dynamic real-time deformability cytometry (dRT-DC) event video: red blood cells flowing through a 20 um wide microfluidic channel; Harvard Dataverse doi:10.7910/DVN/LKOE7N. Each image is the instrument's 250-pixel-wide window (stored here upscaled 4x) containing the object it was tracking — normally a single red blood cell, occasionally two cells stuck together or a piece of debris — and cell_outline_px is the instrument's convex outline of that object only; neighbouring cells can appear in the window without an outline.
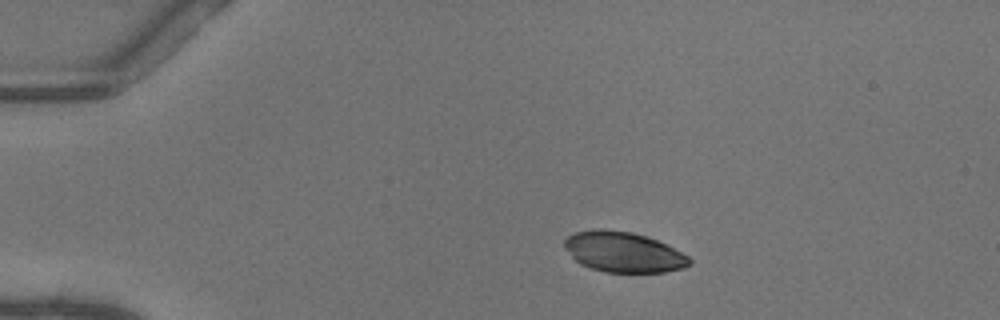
{"species": "common noctule bat (a hibernating species)", "species_latin": "Nyctalus noctula", "temperature_condition": "warm", "stored_images_in_passage": 4, "camera_frame_rate_fps": 3000, "um_per_image_px": 0.085, "animal": {"sex": "female"}, "frame": {"image": 1, "passage_image": 1, "time_ms": 0.0, "image_size_px": [1000, 320], "cell_outline_px": [[692, 264], [684, 268], [664, 272], [604, 272], [588, 268], [580, 264], [572, 256], [564, 244], [564, 240], [568, 236], [576, 232], [596, 228], [604, 228], [632, 232], [656, 240], [688, 256], [692, 260]], "centroid_in_image_um": [52.98, 21.43], "position_along_channel_um": 32.0, "area_um2": 29.3}}